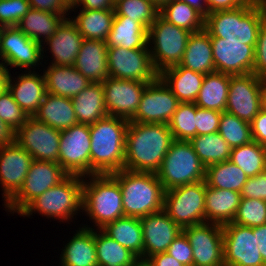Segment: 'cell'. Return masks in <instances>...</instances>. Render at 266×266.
<instances>
[{
	"label": "cell",
	"mask_w": 266,
	"mask_h": 266,
	"mask_svg": "<svg viewBox=\"0 0 266 266\" xmlns=\"http://www.w3.org/2000/svg\"><path fill=\"white\" fill-rule=\"evenodd\" d=\"M181 102L158 76L147 84L135 115L129 120L137 123L168 124Z\"/></svg>",
	"instance_id": "14"
},
{
	"label": "cell",
	"mask_w": 266,
	"mask_h": 266,
	"mask_svg": "<svg viewBox=\"0 0 266 266\" xmlns=\"http://www.w3.org/2000/svg\"><path fill=\"white\" fill-rule=\"evenodd\" d=\"M206 167L189 141L174 140L156 173L165 191L205 181Z\"/></svg>",
	"instance_id": "7"
},
{
	"label": "cell",
	"mask_w": 266,
	"mask_h": 266,
	"mask_svg": "<svg viewBox=\"0 0 266 266\" xmlns=\"http://www.w3.org/2000/svg\"><path fill=\"white\" fill-rule=\"evenodd\" d=\"M42 45L23 34L16 26L5 27L0 47L1 63L7 68H30L38 66L43 59ZM6 63V64H5Z\"/></svg>",
	"instance_id": "19"
},
{
	"label": "cell",
	"mask_w": 266,
	"mask_h": 266,
	"mask_svg": "<svg viewBox=\"0 0 266 266\" xmlns=\"http://www.w3.org/2000/svg\"><path fill=\"white\" fill-rule=\"evenodd\" d=\"M206 182L199 181L165 191L163 210L182 229L205 223Z\"/></svg>",
	"instance_id": "9"
},
{
	"label": "cell",
	"mask_w": 266,
	"mask_h": 266,
	"mask_svg": "<svg viewBox=\"0 0 266 266\" xmlns=\"http://www.w3.org/2000/svg\"><path fill=\"white\" fill-rule=\"evenodd\" d=\"M15 141V132L0 119V147Z\"/></svg>",
	"instance_id": "59"
},
{
	"label": "cell",
	"mask_w": 266,
	"mask_h": 266,
	"mask_svg": "<svg viewBox=\"0 0 266 266\" xmlns=\"http://www.w3.org/2000/svg\"><path fill=\"white\" fill-rule=\"evenodd\" d=\"M5 26L0 25V47H1V39L4 32Z\"/></svg>",
	"instance_id": "65"
},
{
	"label": "cell",
	"mask_w": 266,
	"mask_h": 266,
	"mask_svg": "<svg viewBox=\"0 0 266 266\" xmlns=\"http://www.w3.org/2000/svg\"><path fill=\"white\" fill-rule=\"evenodd\" d=\"M86 10H114V4L112 0H75L71 4V11L76 10V8H80Z\"/></svg>",
	"instance_id": "56"
},
{
	"label": "cell",
	"mask_w": 266,
	"mask_h": 266,
	"mask_svg": "<svg viewBox=\"0 0 266 266\" xmlns=\"http://www.w3.org/2000/svg\"><path fill=\"white\" fill-rule=\"evenodd\" d=\"M101 230L139 259H143L144 242L140 218L124 216L107 223Z\"/></svg>",
	"instance_id": "35"
},
{
	"label": "cell",
	"mask_w": 266,
	"mask_h": 266,
	"mask_svg": "<svg viewBox=\"0 0 266 266\" xmlns=\"http://www.w3.org/2000/svg\"><path fill=\"white\" fill-rule=\"evenodd\" d=\"M131 266H149V263L146 260L138 259L133 265Z\"/></svg>",
	"instance_id": "64"
},
{
	"label": "cell",
	"mask_w": 266,
	"mask_h": 266,
	"mask_svg": "<svg viewBox=\"0 0 266 266\" xmlns=\"http://www.w3.org/2000/svg\"><path fill=\"white\" fill-rule=\"evenodd\" d=\"M111 175L120 185L124 216L142 218L163 210L165 190L156 173L123 169Z\"/></svg>",
	"instance_id": "3"
},
{
	"label": "cell",
	"mask_w": 266,
	"mask_h": 266,
	"mask_svg": "<svg viewBox=\"0 0 266 266\" xmlns=\"http://www.w3.org/2000/svg\"><path fill=\"white\" fill-rule=\"evenodd\" d=\"M89 178L90 181L85 180ZM83 177L82 211L95 223L97 230L124 217L119 182L111 174ZM88 181V182H87Z\"/></svg>",
	"instance_id": "5"
},
{
	"label": "cell",
	"mask_w": 266,
	"mask_h": 266,
	"mask_svg": "<svg viewBox=\"0 0 266 266\" xmlns=\"http://www.w3.org/2000/svg\"><path fill=\"white\" fill-rule=\"evenodd\" d=\"M182 232L192 247V266H225L222 225L205 222L184 227Z\"/></svg>",
	"instance_id": "16"
},
{
	"label": "cell",
	"mask_w": 266,
	"mask_h": 266,
	"mask_svg": "<svg viewBox=\"0 0 266 266\" xmlns=\"http://www.w3.org/2000/svg\"><path fill=\"white\" fill-rule=\"evenodd\" d=\"M33 160L16 141L0 147V185L4 204L21 188Z\"/></svg>",
	"instance_id": "21"
},
{
	"label": "cell",
	"mask_w": 266,
	"mask_h": 266,
	"mask_svg": "<svg viewBox=\"0 0 266 266\" xmlns=\"http://www.w3.org/2000/svg\"><path fill=\"white\" fill-rule=\"evenodd\" d=\"M218 133L231 148L250 143L251 124L226 111L221 113Z\"/></svg>",
	"instance_id": "44"
},
{
	"label": "cell",
	"mask_w": 266,
	"mask_h": 266,
	"mask_svg": "<svg viewBox=\"0 0 266 266\" xmlns=\"http://www.w3.org/2000/svg\"><path fill=\"white\" fill-rule=\"evenodd\" d=\"M71 4L75 1V0H68Z\"/></svg>",
	"instance_id": "68"
},
{
	"label": "cell",
	"mask_w": 266,
	"mask_h": 266,
	"mask_svg": "<svg viewBox=\"0 0 266 266\" xmlns=\"http://www.w3.org/2000/svg\"><path fill=\"white\" fill-rule=\"evenodd\" d=\"M43 76L47 93L68 98L78 95L92 83L74 66L49 65Z\"/></svg>",
	"instance_id": "26"
},
{
	"label": "cell",
	"mask_w": 266,
	"mask_h": 266,
	"mask_svg": "<svg viewBox=\"0 0 266 266\" xmlns=\"http://www.w3.org/2000/svg\"><path fill=\"white\" fill-rule=\"evenodd\" d=\"M241 198L239 192L206 185L205 222L222 226L231 223L240 205Z\"/></svg>",
	"instance_id": "27"
},
{
	"label": "cell",
	"mask_w": 266,
	"mask_h": 266,
	"mask_svg": "<svg viewBox=\"0 0 266 266\" xmlns=\"http://www.w3.org/2000/svg\"><path fill=\"white\" fill-rule=\"evenodd\" d=\"M250 124L253 141L266 147V112L261 109Z\"/></svg>",
	"instance_id": "54"
},
{
	"label": "cell",
	"mask_w": 266,
	"mask_h": 266,
	"mask_svg": "<svg viewBox=\"0 0 266 266\" xmlns=\"http://www.w3.org/2000/svg\"><path fill=\"white\" fill-rule=\"evenodd\" d=\"M223 252L225 266H266L252 227L235 223L223 225Z\"/></svg>",
	"instance_id": "17"
},
{
	"label": "cell",
	"mask_w": 266,
	"mask_h": 266,
	"mask_svg": "<svg viewBox=\"0 0 266 266\" xmlns=\"http://www.w3.org/2000/svg\"><path fill=\"white\" fill-rule=\"evenodd\" d=\"M30 9L28 0H0V25L17 26Z\"/></svg>",
	"instance_id": "48"
},
{
	"label": "cell",
	"mask_w": 266,
	"mask_h": 266,
	"mask_svg": "<svg viewBox=\"0 0 266 266\" xmlns=\"http://www.w3.org/2000/svg\"><path fill=\"white\" fill-rule=\"evenodd\" d=\"M32 9L55 14L70 13L71 3L68 0H28Z\"/></svg>",
	"instance_id": "53"
},
{
	"label": "cell",
	"mask_w": 266,
	"mask_h": 266,
	"mask_svg": "<svg viewBox=\"0 0 266 266\" xmlns=\"http://www.w3.org/2000/svg\"><path fill=\"white\" fill-rule=\"evenodd\" d=\"M265 19L266 12L258 2L255 5H242L232 10L209 13L205 17L204 29L210 38L256 45L259 29Z\"/></svg>",
	"instance_id": "4"
},
{
	"label": "cell",
	"mask_w": 266,
	"mask_h": 266,
	"mask_svg": "<svg viewBox=\"0 0 266 266\" xmlns=\"http://www.w3.org/2000/svg\"><path fill=\"white\" fill-rule=\"evenodd\" d=\"M167 22L194 33L204 29L205 18L185 2H168L159 10Z\"/></svg>",
	"instance_id": "41"
},
{
	"label": "cell",
	"mask_w": 266,
	"mask_h": 266,
	"mask_svg": "<svg viewBox=\"0 0 266 266\" xmlns=\"http://www.w3.org/2000/svg\"><path fill=\"white\" fill-rule=\"evenodd\" d=\"M115 10H86L70 19L84 39L107 41L112 29Z\"/></svg>",
	"instance_id": "37"
},
{
	"label": "cell",
	"mask_w": 266,
	"mask_h": 266,
	"mask_svg": "<svg viewBox=\"0 0 266 266\" xmlns=\"http://www.w3.org/2000/svg\"><path fill=\"white\" fill-rule=\"evenodd\" d=\"M265 80L254 73L230 76L225 111L251 123L262 109V91Z\"/></svg>",
	"instance_id": "13"
},
{
	"label": "cell",
	"mask_w": 266,
	"mask_h": 266,
	"mask_svg": "<svg viewBox=\"0 0 266 266\" xmlns=\"http://www.w3.org/2000/svg\"><path fill=\"white\" fill-rule=\"evenodd\" d=\"M190 34L191 32L167 22L160 15L156 17L148 29V48L158 74L181 63Z\"/></svg>",
	"instance_id": "8"
},
{
	"label": "cell",
	"mask_w": 266,
	"mask_h": 266,
	"mask_svg": "<svg viewBox=\"0 0 266 266\" xmlns=\"http://www.w3.org/2000/svg\"><path fill=\"white\" fill-rule=\"evenodd\" d=\"M173 141L168 124L129 121L124 169L157 173Z\"/></svg>",
	"instance_id": "1"
},
{
	"label": "cell",
	"mask_w": 266,
	"mask_h": 266,
	"mask_svg": "<svg viewBox=\"0 0 266 266\" xmlns=\"http://www.w3.org/2000/svg\"><path fill=\"white\" fill-rule=\"evenodd\" d=\"M115 16H126L142 24L147 30L152 25L159 10L149 0H120L114 6Z\"/></svg>",
	"instance_id": "45"
},
{
	"label": "cell",
	"mask_w": 266,
	"mask_h": 266,
	"mask_svg": "<svg viewBox=\"0 0 266 266\" xmlns=\"http://www.w3.org/2000/svg\"><path fill=\"white\" fill-rule=\"evenodd\" d=\"M26 72L21 73L22 75L19 74V76L15 78L18 79V81L13 80L11 73L9 74L8 91L12 94L13 99L22 110L28 114L29 117H33L43 102L47 91L43 75H38L35 71Z\"/></svg>",
	"instance_id": "23"
},
{
	"label": "cell",
	"mask_w": 266,
	"mask_h": 266,
	"mask_svg": "<svg viewBox=\"0 0 266 266\" xmlns=\"http://www.w3.org/2000/svg\"><path fill=\"white\" fill-rule=\"evenodd\" d=\"M148 83L108 77L102 82L109 116L130 120L136 113Z\"/></svg>",
	"instance_id": "18"
},
{
	"label": "cell",
	"mask_w": 266,
	"mask_h": 266,
	"mask_svg": "<svg viewBox=\"0 0 266 266\" xmlns=\"http://www.w3.org/2000/svg\"><path fill=\"white\" fill-rule=\"evenodd\" d=\"M66 15L67 14H55L31 8L16 27L27 37L41 44L42 53L44 54L43 42L48 40L61 23L68 18L65 17Z\"/></svg>",
	"instance_id": "33"
},
{
	"label": "cell",
	"mask_w": 266,
	"mask_h": 266,
	"mask_svg": "<svg viewBox=\"0 0 266 266\" xmlns=\"http://www.w3.org/2000/svg\"><path fill=\"white\" fill-rule=\"evenodd\" d=\"M61 131L29 117L15 132V141L34 160L58 163Z\"/></svg>",
	"instance_id": "15"
},
{
	"label": "cell",
	"mask_w": 266,
	"mask_h": 266,
	"mask_svg": "<svg viewBox=\"0 0 266 266\" xmlns=\"http://www.w3.org/2000/svg\"><path fill=\"white\" fill-rule=\"evenodd\" d=\"M221 113L196 105V136L218 132Z\"/></svg>",
	"instance_id": "49"
},
{
	"label": "cell",
	"mask_w": 266,
	"mask_h": 266,
	"mask_svg": "<svg viewBox=\"0 0 266 266\" xmlns=\"http://www.w3.org/2000/svg\"><path fill=\"white\" fill-rule=\"evenodd\" d=\"M143 232V260L167 251L169 245L182 232L168 214L162 210L140 218Z\"/></svg>",
	"instance_id": "22"
},
{
	"label": "cell",
	"mask_w": 266,
	"mask_h": 266,
	"mask_svg": "<svg viewBox=\"0 0 266 266\" xmlns=\"http://www.w3.org/2000/svg\"><path fill=\"white\" fill-rule=\"evenodd\" d=\"M231 223L246 227L266 224V201L241 198L240 205Z\"/></svg>",
	"instance_id": "46"
},
{
	"label": "cell",
	"mask_w": 266,
	"mask_h": 266,
	"mask_svg": "<svg viewBox=\"0 0 266 266\" xmlns=\"http://www.w3.org/2000/svg\"><path fill=\"white\" fill-rule=\"evenodd\" d=\"M159 77L181 103H194L202 87L205 75L179 64L163 70L159 73Z\"/></svg>",
	"instance_id": "28"
},
{
	"label": "cell",
	"mask_w": 266,
	"mask_h": 266,
	"mask_svg": "<svg viewBox=\"0 0 266 266\" xmlns=\"http://www.w3.org/2000/svg\"><path fill=\"white\" fill-rule=\"evenodd\" d=\"M189 142L205 167L230 159L232 148L218 132L198 135Z\"/></svg>",
	"instance_id": "40"
},
{
	"label": "cell",
	"mask_w": 266,
	"mask_h": 266,
	"mask_svg": "<svg viewBox=\"0 0 266 266\" xmlns=\"http://www.w3.org/2000/svg\"><path fill=\"white\" fill-rule=\"evenodd\" d=\"M229 161L241 168L248 178L256 176L266 170V147L252 140L232 148Z\"/></svg>",
	"instance_id": "42"
},
{
	"label": "cell",
	"mask_w": 266,
	"mask_h": 266,
	"mask_svg": "<svg viewBox=\"0 0 266 266\" xmlns=\"http://www.w3.org/2000/svg\"><path fill=\"white\" fill-rule=\"evenodd\" d=\"M166 253L174 257L185 266H192L193 264L192 247L188 241V238L183 232H181L173 240V242L167 248Z\"/></svg>",
	"instance_id": "50"
},
{
	"label": "cell",
	"mask_w": 266,
	"mask_h": 266,
	"mask_svg": "<svg viewBox=\"0 0 266 266\" xmlns=\"http://www.w3.org/2000/svg\"><path fill=\"white\" fill-rule=\"evenodd\" d=\"M230 76L217 71L206 74L194 103L203 109L224 112L228 100Z\"/></svg>",
	"instance_id": "36"
},
{
	"label": "cell",
	"mask_w": 266,
	"mask_h": 266,
	"mask_svg": "<svg viewBox=\"0 0 266 266\" xmlns=\"http://www.w3.org/2000/svg\"><path fill=\"white\" fill-rule=\"evenodd\" d=\"M95 230V248L98 266H131L139 258L109 237L101 229Z\"/></svg>",
	"instance_id": "38"
},
{
	"label": "cell",
	"mask_w": 266,
	"mask_h": 266,
	"mask_svg": "<svg viewBox=\"0 0 266 266\" xmlns=\"http://www.w3.org/2000/svg\"><path fill=\"white\" fill-rule=\"evenodd\" d=\"M240 194L242 198L266 201V170L248 178Z\"/></svg>",
	"instance_id": "52"
},
{
	"label": "cell",
	"mask_w": 266,
	"mask_h": 266,
	"mask_svg": "<svg viewBox=\"0 0 266 266\" xmlns=\"http://www.w3.org/2000/svg\"><path fill=\"white\" fill-rule=\"evenodd\" d=\"M128 125L129 120L109 115L89 125L90 175L111 174L124 169Z\"/></svg>",
	"instance_id": "2"
},
{
	"label": "cell",
	"mask_w": 266,
	"mask_h": 266,
	"mask_svg": "<svg viewBox=\"0 0 266 266\" xmlns=\"http://www.w3.org/2000/svg\"><path fill=\"white\" fill-rule=\"evenodd\" d=\"M174 140L190 141L196 137V104L182 102L168 123Z\"/></svg>",
	"instance_id": "43"
},
{
	"label": "cell",
	"mask_w": 266,
	"mask_h": 266,
	"mask_svg": "<svg viewBox=\"0 0 266 266\" xmlns=\"http://www.w3.org/2000/svg\"><path fill=\"white\" fill-rule=\"evenodd\" d=\"M71 100L78 123L92 125L108 116L102 83H91Z\"/></svg>",
	"instance_id": "32"
},
{
	"label": "cell",
	"mask_w": 266,
	"mask_h": 266,
	"mask_svg": "<svg viewBox=\"0 0 266 266\" xmlns=\"http://www.w3.org/2000/svg\"><path fill=\"white\" fill-rule=\"evenodd\" d=\"M208 13L219 10H232L242 5H255L258 0H206Z\"/></svg>",
	"instance_id": "55"
},
{
	"label": "cell",
	"mask_w": 266,
	"mask_h": 266,
	"mask_svg": "<svg viewBox=\"0 0 266 266\" xmlns=\"http://www.w3.org/2000/svg\"><path fill=\"white\" fill-rule=\"evenodd\" d=\"M107 44L102 40L83 39L74 67L92 83L109 77Z\"/></svg>",
	"instance_id": "25"
},
{
	"label": "cell",
	"mask_w": 266,
	"mask_h": 266,
	"mask_svg": "<svg viewBox=\"0 0 266 266\" xmlns=\"http://www.w3.org/2000/svg\"><path fill=\"white\" fill-rule=\"evenodd\" d=\"M210 41L217 72L231 76L253 73L256 45L225 41L223 38H210Z\"/></svg>",
	"instance_id": "20"
},
{
	"label": "cell",
	"mask_w": 266,
	"mask_h": 266,
	"mask_svg": "<svg viewBox=\"0 0 266 266\" xmlns=\"http://www.w3.org/2000/svg\"><path fill=\"white\" fill-rule=\"evenodd\" d=\"M9 70L0 62V95L8 89Z\"/></svg>",
	"instance_id": "61"
},
{
	"label": "cell",
	"mask_w": 266,
	"mask_h": 266,
	"mask_svg": "<svg viewBox=\"0 0 266 266\" xmlns=\"http://www.w3.org/2000/svg\"><path fill=\"white\" fill-rule=\"evenodd\" d=\"M185 2L199 12L204 18L209 14L206 0H170Z\"/></svg>",
	"instance_id": "60"
},
{
	"label": "cell",
	"mask_w": 266,
	"mask_h": 266,
	"mask_svg": "<svg viewBox=\"0 0 266 266\" xmlns=\"http://www.w3.org/2000/svg\"><path fill=\"white\" fill-rule=\"evenodd\" d=\"M107 58L109 77L150 83L159 76L148 45L138 49L107 47Z\"/></svg>",
	"instance_id": "11"
},
{
	"label": "cell",
	"mask_w": 266,
	"mask_h": 266,
	"mask_svg": "<svg viewBox=\"0 0 266 266\" xmlns=\"http://www.w3.org/2000/svg\"><path fill=\"white\" fill-rule=\"evenodd\" d=\"M180 65L204 75L216 71L210 35L205 29L190 34Z\"/></svg>",
	"instance_id": "31"
},
{
	"label": "cell",
	"mask_w": 266,
	"mask_h": 266,
	"mask_svg": "<svg viewBox=\"0 0 266 266\" xmlns=\"http://www.w3.org/2000/svg\"><path fill=\"white\" fill-rule=\"evenodd\" d=\"M262 109L266 112V81L262 91Z\"/></svg>",
	"instance_id": "63"
},
{
	"label": "cell",
	"mask_w": 266,
	"mask_h": 266,
	"mask_svg": "<svg viewBox=\"0 0 266 266\" xmlns=\"http://www.w3.org/2000/svg\"><path fill=\"white\" fill-rule=\"evenodd\" d=\"M253 234H256V242L261 257L266 265V224L253 227Z\"/></svg>",
	"instance_id": "58"
},
{
	"label": "cell",
	"mask_w": 266,
	"mask_h": 266,
	"mask_svg": "<svg viewBox=\"0 0 266 266\" xmlns=\"http://www.w3.org/2000/svg\"><path fill=\"white\" fill-rule=\"evenodd\" d=\"M83 39L75 24L70 18H66L54 34L43 43L49 45L48 49L54 57L51 65L73 66Z\"/></svg>",
	"instance_id": "24"
},
{
	"label": "cell",
	"mask_w": 266,
	"mask_h": 266,
	"mask_svg": "<svg viewBox=\"0 0 266 266\" xmlns=\"http://www.w3.org/2000/svg\"><path fill=\"white\" fill-rule=\"evenodd\" d=\"M28 118V114L13 99L8 89L0 95V119L14 132L22 127Z\"/></svg>",
	"instance_id": "47"
},
{
	"label": "cell",
	"mask_w": 266,
	"mask_h": 266,
	"mask_svg": "<svg viewBox=\"0 0 266 266\" xmlns=\"http://www.w3.org/2000/svg\"><path fill=\"white\" fill-rule=\"evenodd\" d=\"M69 174L56 162L33 160L19 191L6 203L8 212L20 214L34 199Z\"/></svg>",
	"instance_id": "10"
},
{
	"label": "cell",
	"mask_w": 266,
	"mask_h": 266,
	"mask_svg": "<svg viewBox=\"0 0 266 266\" xmlns=\"http://www.w3.org/2000/svg\"><path fill=\"white\" fill-rule=\"evenodd\" d=\"M146 261L149 266H185L166 252L150 256Z\"/></svg>",
	"instance_id": "57"
},
{
	"label": "cell",
	"mask_w": 266,
	"mask_h": 266,
	"mask_svg": "<svg viewBox=\"0 0 266 266\" xmlns=\"http://www.w3.org/2000/svg\"><path fill=\"white\" fill-rule=\"evenodd\" d=\"M120 0H112V3L115 5L116 3H118Z\"/></svg>",
	"instance_id": "67"
},
{
	"label": "cell",
	"mask_w": 266,
	"mask_h": 266,
	"mask_svg": "<svg viewBox=\"0 0 266 266\" xmlns=\"http://www.w3.org/2000/svg\"><path fill=\"white\" fill-rule=\"evenodd\" d=\"M60 256L61 266H98L94 229L84 225L77 230Z\"/></svg>",
	"instance_id": "29"
},
{
	"label": "cell",
	"mask_w": 266,
	"mask_h": 266,
	"mask_svg": "<svg viewBox=\"0 0 266 266\" xmlns=\"http://www.w3.org/2000/svg\"><path fill=\"white\" fill-rule=\"evenodd\" d=\"M258 2L262 5L264 11L266 12V0H258Z\"/></svg>",
	"instance_id": "66"
},
{
	"label": "cell",
	"mask_w": 266,
	"mask_h": 266,
	"mask_svg": "<svg viewBox=\"0 0 266 266\" xmlns=\"http://www.w3.org/2000/svg\"><path fill=\"white\" fill-rule=\"evenodd\" d=\"M33 117L59 131L78 124L71 98L46 93Z\"/></svg>",
	"instance_id": "30"
},
{
	"label": "cell",
	"mask_w": 266,
	"mask_h": 266,
	"mask_svg": "<svg viewBox=\"0 0 266 266\" xmlns=\"http://www.w3.org/2000/svg\"><path fill=\"white\" fill-rule=\"evenodd\" d=\"M151 1L158 10H160L164 5H166L170 0H149Z\"/></svg>",
	"instance_id": "62"
},
{
	"label": "cell",
	"mask_w": 266,
	"mask_h": 266,
	"mask_svg": "<svg viewBox=\"0 0 266 266\" xmlns=\"http://www.w3.org/2000/svg\"><path fill=\"white\" fill-rule=\"evenodd\" d=\"M253 73L266 81V19L262 22L258 33Z\"/></svg>",
	"instance_id": "51"
},
{
	"label": "cell",
	"mask_w": 266,
	"mask_h": 266,
	"mask_svg": "<svg viewBox=\"0 0 266 266\" xmlns=\"http://www.w3.org/2000/svg\"><path fill=\"white\" fill-rule=\"evenodd\" d=\"M106 44L125 49L145 48L148 45V30L126 16H115Z\"/></svg>",
	"instance_id": "34"
},
{
	"label": "cell",
	"mask_w": 266,
	"mask_h": 266,
	"mask_svg": "<svg viewBox=\"0 0 266 266\" xmlns=\"http://www.w3.org/2000/svg\"><path fill=\"white\" fill-rule=\"evenodd\" d=\"M89 125L78 123L61 131L58 164L69 175H90Z\"/></svg>",
	"instance_id": "12"
},
{
	"label": "cell",
	"mask_w": 266,
	"mask_h": 266,
	"mask_svg": "<svg viewBox=\"0 0 266 266\" xmlns=\"http://www.w3.org/2000/svg\"><path fill=\"white\" fill-rule=\"evenodd\" d=\"M247 180L244 171L229 160L206 167L205 182L209 187L240 193Z\"/></svg>",
	"instance_id": "39"
},
{
	"label": "cell",
	"mask_w": 266,
	"mask_h": 266,
	"mask_svg": "<svg viewBox=\"0 0 266 266\" xmlns=\"http://www.w3.org/2000/svg\"><path fill=\"white\" fill-rule=\"evenodd\" d=\"M83 177L68 175L59 184L49 188L34 199L20 216L29 217L35 212L47 218L69 221L82 210Z\"/></svg>",
	"instance_id": "6"
}]
</instances>
